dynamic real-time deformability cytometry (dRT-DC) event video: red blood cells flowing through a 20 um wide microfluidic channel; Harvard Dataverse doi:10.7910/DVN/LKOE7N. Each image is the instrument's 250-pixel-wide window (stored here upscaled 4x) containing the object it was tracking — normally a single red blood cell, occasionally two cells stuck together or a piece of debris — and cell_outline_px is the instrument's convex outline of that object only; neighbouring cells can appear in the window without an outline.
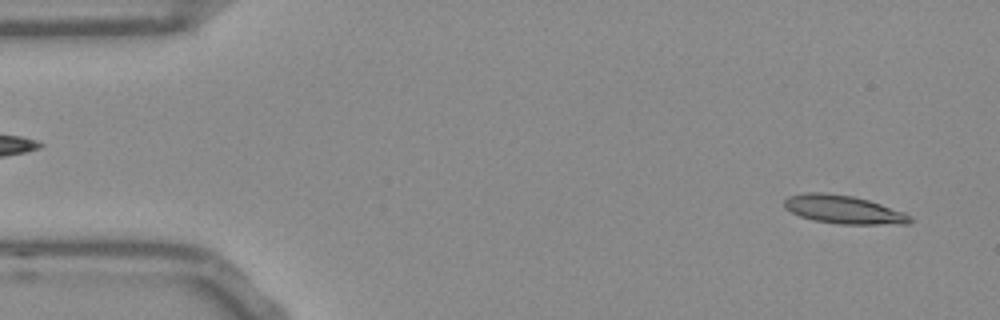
{"species": "Egyptian fruit bat (a non-hibernating species)", "species_latin": "Rousettus aegyptiacus", "temperature_condition": "room temperature", "stored_images_in_passage": 51, "camera_frame_rate_fps": 3000, "um_per_image_px": 0.085, "frame": {"image": 1, "passage_image": 2, "time_ms": 0.333, "image_size_px": [1000, 320], "cell_outline_px": [[912, 220], [908, 224], [840, 224], [812, 220], [800, 216], [784, 208], [784, 200], [788, 196], [804, 192], [824, 192], [852, 196], [868, 200], [904, 212], [912, 216]], "centroid_in_image_um": [71.67, 17.81], "position_along_channel_um": 13.3, "area_um2": 20.81}}
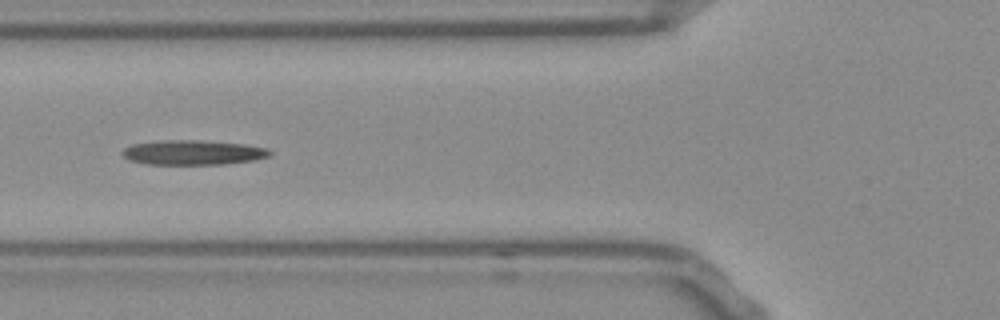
{"frame": {"image": 2, "passage_image": 18, "time_ms": 5.667, "image_size_px": [1000, 320], "cell_outline_px": [[272, 152], [268, 156], [252, 160], [224, 164], [148, 164], [128, 160], [120, 152], [124, 148], [132, 144], [160, 140], [200, 140], [244, 144], [268, 148]], "centroid_in_image_um": [16.37, 12.95], "position_along_channel_um": 109.4, "area_um2": 21.21}}
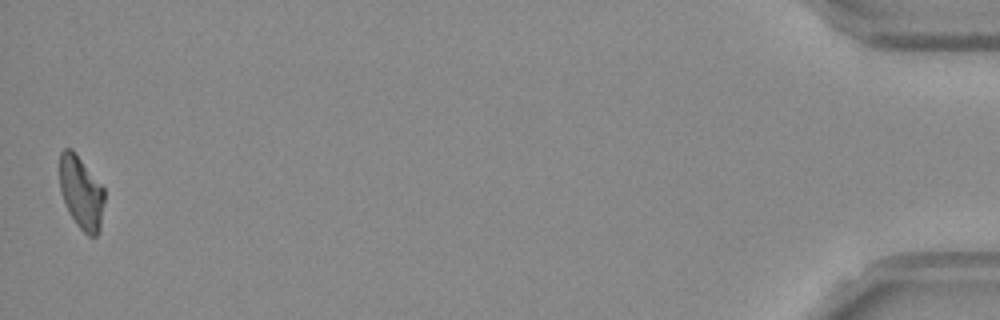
{"frame": {"image": 3, "passage_image": 51, "time_ms": 16.667, "image_size_px": [1000, 320], "cell_outline_px": [[104, 200], [100, 232], [96, 236], [88, 236], [76, 224], [68, 212], [60, 192], [60, 152], [64, 148], [72, 148], [104, 188]], "centroid_in_image_um": [6.9, 16.38], "position_along_channel_um": 428.3, "area_um2": 19.13}}